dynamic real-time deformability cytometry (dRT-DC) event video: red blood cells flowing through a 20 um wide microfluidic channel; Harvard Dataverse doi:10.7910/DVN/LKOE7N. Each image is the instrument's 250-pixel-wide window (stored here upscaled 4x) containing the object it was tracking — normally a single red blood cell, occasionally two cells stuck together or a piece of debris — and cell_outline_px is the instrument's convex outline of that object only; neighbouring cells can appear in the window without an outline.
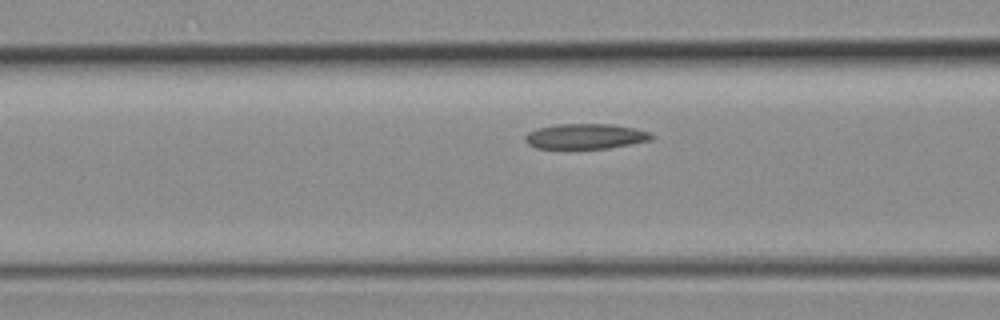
{"species": "common noctule bat (a hibernating species)", "species_latin": "Nyctalus noctula", "temperature_condition": "room temperature", "stored_images_in_passage": 3, "camera_frame_rate_fps": 3000, "um_per_image_px": 0.085, "animal": {"sex": "female", "body_mass_g": 19.3, "forearm_length_mm": 54.1}, "frame": {"image": 1, "passage_image": 3, "time_ms": 0.667, "image_size_px": [1000, 320], "cell_outline_px": [[656, 136], [652, 140], [608, 148], [536, 148], [528, 144], [524, 140], [524, 136], [528, 132], [536, 128], [556, 124], [612, 124], [636, 128], [648, 132]], "centroid_in_image_um": [49.76, 11.58], "position_along_channel_um": 116.8, "area_um2": 18.67}}